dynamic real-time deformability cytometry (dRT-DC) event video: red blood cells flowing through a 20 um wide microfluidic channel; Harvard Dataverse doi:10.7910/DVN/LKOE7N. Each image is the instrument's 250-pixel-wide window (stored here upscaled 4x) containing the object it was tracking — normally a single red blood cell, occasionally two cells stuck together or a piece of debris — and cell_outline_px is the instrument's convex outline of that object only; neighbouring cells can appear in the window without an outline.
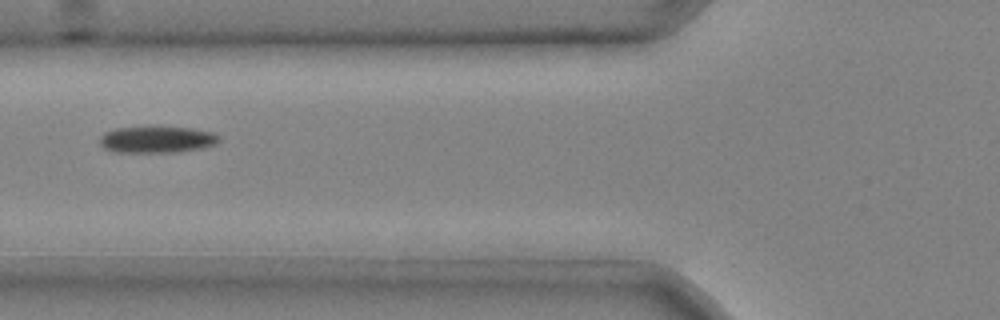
{"species": "common noctule bat (a hibernating species)", "species_latin": "Nyctalus noctula", "temperature_condition": "cold", "stored_images_in_passage": 3, "camera_frame_rate_fps": 3000, "um_per_image_px": 0.085, "animal": {"sex": "male", "body_mass_g": 20.4}, "frame": {"image": 1, "passage_image": 2, "time_ms": 0.333, "image_size_px": [1000, 320], "cell_outline_px": [[220, 140], [216, 144], [200, 148], [180, 152], [116, 152], [104, 148], [100, 144], [100, 136], [104, 132], [116, 128], [192, 128], [212, 132], [220, 136]], "centroid_in_image_um": [13.34, 11.88], "position_along_channel_um": 112.5, "area_um2": 18.21}}
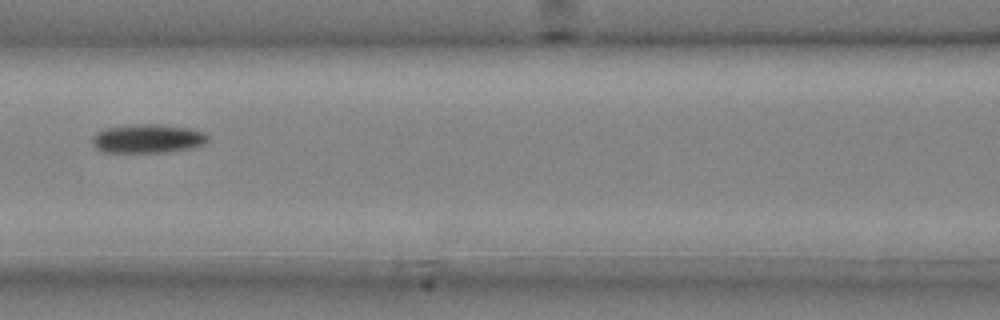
{"frame": {"image": 2, "passage_image": 3, "time_ms": 0.667, "image_size_px": [1000, 320], "cell_outline_px": [[208, 140], [204, 144], [192, 148], [164, 152], [104, 152], [96, 148], [92, 140], [92, 136], [108, 128], [140, 124], [160, 124], [188, 128], [204, 132], [208, 136]], "centroid_in_image_um": [12.6, 11.79], "position_along_channel_um": 154.0, "area_um2": 19.13}}